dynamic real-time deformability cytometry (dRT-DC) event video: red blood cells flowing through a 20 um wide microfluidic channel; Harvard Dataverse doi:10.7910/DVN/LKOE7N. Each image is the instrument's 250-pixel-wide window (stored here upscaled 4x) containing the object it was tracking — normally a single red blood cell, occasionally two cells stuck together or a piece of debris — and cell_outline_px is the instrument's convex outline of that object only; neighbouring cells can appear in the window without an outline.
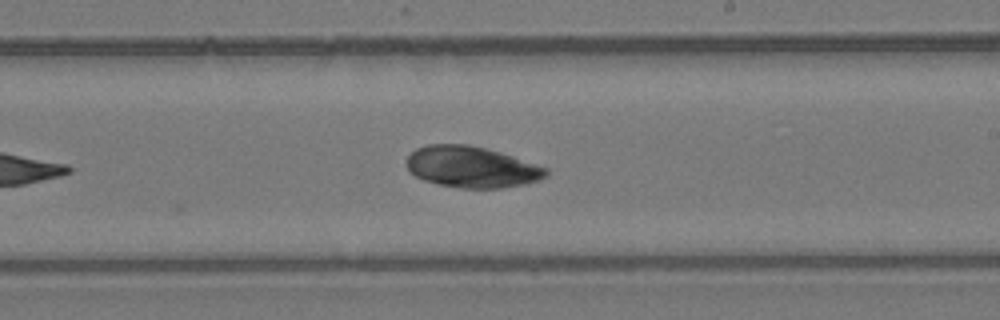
{"species": "common noctule bat (a hibernating species)", "species_latin": "Nyctalus noctula", "temperature_condition": "room temperature", "stored_images_in_passage": 8, "camera_frame_rate_fps": 3000, "um_per_image_px": 0.085, "animal": {"sex": "female", "body_mass_g": 24.6, "forearm_length_mm": 56.2}, "frame": {"image": 1, "passage_image": 7, "time_ms": 6.667, "image_size_px": [1000, 320], "cell_outline_px": [[548, 176], [540, 180], [524, 184], [500, 188], [460, 188], [440, 184], [424, 180], [416, 176], [408, 168], [408, 156], [416, 148], [428, 144], [468, 144], [500, 152], [548, 168]], "centroid_in_image_um": [40.12, 14.19], "position_along_channel_um": 248.9, "area_um2": 33.29}}